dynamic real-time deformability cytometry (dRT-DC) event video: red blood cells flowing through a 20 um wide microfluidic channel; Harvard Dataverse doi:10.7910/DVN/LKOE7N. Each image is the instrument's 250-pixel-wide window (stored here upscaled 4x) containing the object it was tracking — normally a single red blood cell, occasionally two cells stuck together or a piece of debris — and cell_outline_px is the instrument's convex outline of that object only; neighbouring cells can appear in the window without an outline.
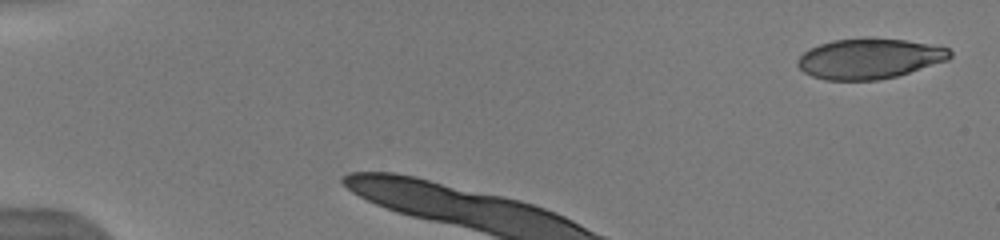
{"species": "human", "species_latin": "Homo sapiens", "temperature_condition": "warm", "stored_images_in_passage": 4, "camera_frame_rate_fps": 3000, "um_per_image_px": 0.085, "donor": {"sex": "male"}, "frame": {"image": 1, "passage_image": 1, "time_ms": 0.0, "image_size_px": [1000, 240], "cell_outline_px": [[952, 56], [948, 60], [896, 76], [876, 80], [824, 80], [812, 76], [804, 72], [796, 64], [796, 60], [804, 52], [820, 44], [832, 40], [868, 36], [904, 40], [948, 48], [952, 52]], "centroid_in_image_um": [73.87, 4.97], "position_along_channel_um": 11.1, "area_um2": 35.89}}